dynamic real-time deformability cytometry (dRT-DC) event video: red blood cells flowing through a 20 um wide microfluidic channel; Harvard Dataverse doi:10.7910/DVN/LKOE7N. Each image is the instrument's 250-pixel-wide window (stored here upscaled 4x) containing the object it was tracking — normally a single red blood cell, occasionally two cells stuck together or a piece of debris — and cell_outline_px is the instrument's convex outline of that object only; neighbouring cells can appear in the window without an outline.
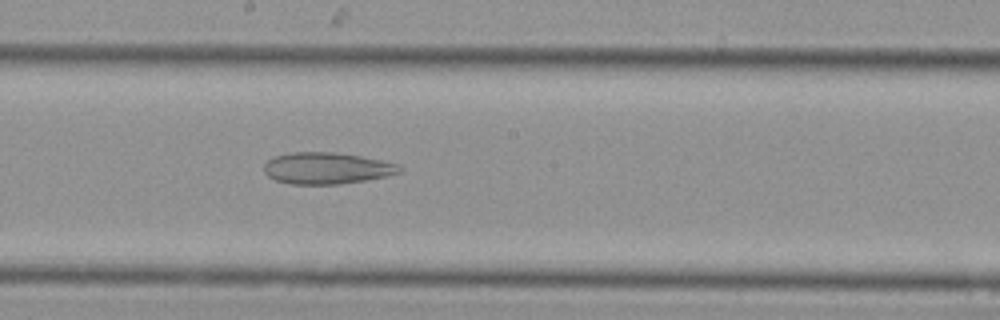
{"species": "Egyptian fruit bat (a non-hibernating species)", "species_latin": "Rousettus aegyptiacus", "temperature_condition": "cold", "stored_images_in_passage": 12, "camera_frame_rate_fps": 3000, "um_per_image_px": 0.085, "animal": {"sex": "female"}, "frame": {"image": 1, "passage_image": 12, "time_ms": 3.667, "image_size_px": [1000, 320], "cell_outline_px": [[404, 168], [400, 172], [388, 176], [368, 180], [336, 184], [292, 184], [276, 180], [268, 176], [264, 172], [264, 164], [272, 156], [292, 152], [332, 152], [360, 156], [400, 164]], "centroid_in_image_um": [27.79, 14.29], "position_along_channel_um": 220.4, "area_um2": 25.03}}